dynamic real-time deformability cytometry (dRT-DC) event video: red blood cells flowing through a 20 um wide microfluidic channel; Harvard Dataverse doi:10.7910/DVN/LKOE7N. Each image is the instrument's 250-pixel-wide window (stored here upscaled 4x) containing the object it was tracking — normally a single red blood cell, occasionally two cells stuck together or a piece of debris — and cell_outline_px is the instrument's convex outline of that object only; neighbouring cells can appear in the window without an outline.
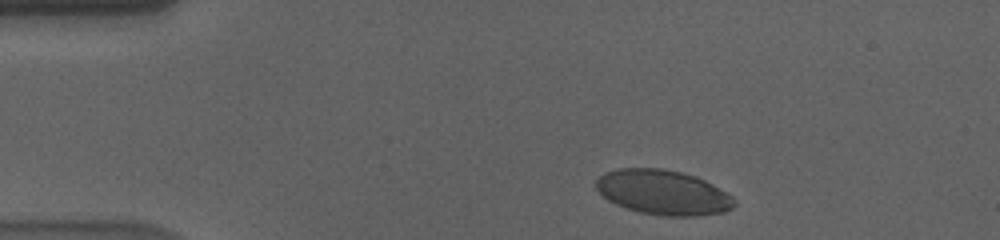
{"species": "human", "species_latin": "Homo sapiens", "temperature_condition": "cold", "stored_images_in_passage": 44, "camera_frame_rate_fps": 3000, "um_per_image_px": 0.085, "donor": {"sex": "male"}, "frame": {"image": 1, "passage_image": 3, "time_ms": 0.667, "image_size_px": [1000, 240], "cell_outline_px": [[736, 204], [732, 208], [724, 212], [696, 216], [660, 216], [640, 212], [616, 204], [608, 200], [596, 188], [596, 180], [604, 172], [620, 168], [664, 168], [696, 176], [712, 184], [732, 196], [736, 200]], "centroid_in_image_um": [56.37, 16.35], "position_along_channel_um": 28.6, "area_um2": 36.07}}
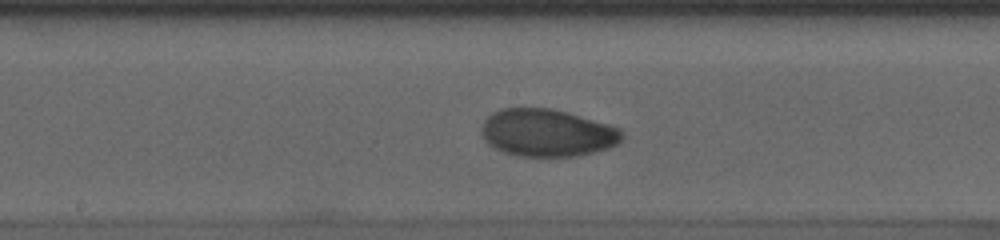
{"frame": {"image": 2, "passage_image": 23, "time_ms": 7.333, "image_size_px": [1000, 240], "cell_outline_px": [[624, 136], [616, 144], [608, 148], [576, 156], [516, 156], [504, 152], [488, 144], [484, 140], [480, 132], [480, 128], [484, 120], [492, 112], [500, 108], [552, 108], [568, 112], [612, 124], [620, 128], [624, 132]], "centroid_in_image_um": [46.51, 11.27], "position_along_channel_um": 201.7, "area_um2": 39.3}}
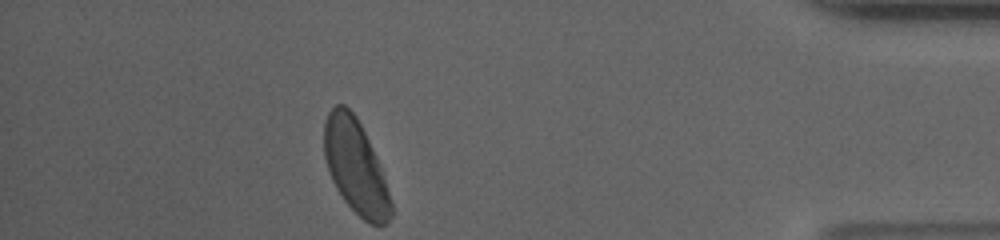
{"frame": {"image": 3, "passage_image": 44, "time_ms": 14.333, "image_size_px": [1000, 240], "cell_outline_px": [[392, 216], [388, 224], [368, 224], [344, 200], [336, 188], [332, 180], [324, 156], [324, 120], [328, 112], [336, 104], [344, 104], [356, 116], [376, 156], [392, 204]], "centroid_in_image_um": [30.21, 14.17], "position_along_channel_um": 405.0, "area_um2": 36.13}, "authors_computed_cell_mechanics": {"area_um2": 38.437, "velocity_mm_per_s": 3.5658, "shape_relaxation_time_tau1_ms": 6.2403, "shape_relaxation_time_tau2_ms": 1.478, "deformation_change_tau1": 0.1589, "deformation_change_tau2": 0.0358}}